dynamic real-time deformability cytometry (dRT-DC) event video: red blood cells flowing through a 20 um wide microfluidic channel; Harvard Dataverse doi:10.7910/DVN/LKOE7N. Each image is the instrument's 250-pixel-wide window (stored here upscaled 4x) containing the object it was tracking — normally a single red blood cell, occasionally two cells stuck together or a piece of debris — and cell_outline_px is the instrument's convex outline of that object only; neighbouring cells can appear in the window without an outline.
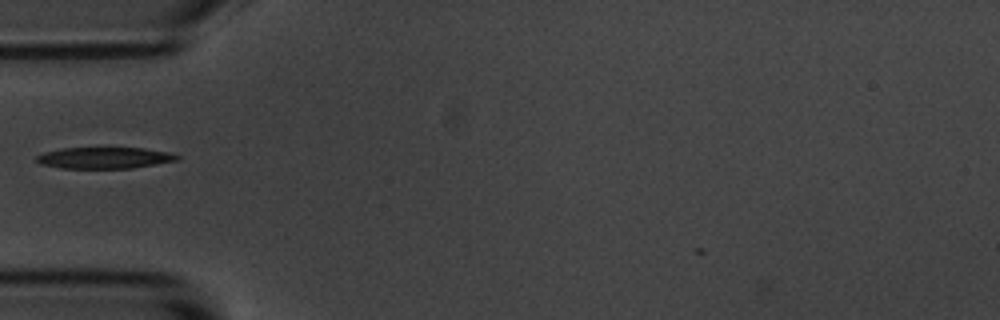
{"species": "common noctule bat (a hibernating species)", "species_latin": "Nyctalus noctula", "temperature_condition": "room temperature", "stored_images_in_passage": 34, "camera_frame_rate_fps": 3000, "um_per_image_px": 0.085, "animal": {"sex": "male", "body_mass_g": 20.1, "forearm_length_mm": 53.5}, "frame": {"image": 1, "passage_image": 1, "time_ms": 0.0, "image_size_px": [1000, 320], "cell_outline_px": [[180, 160], [132, 168], [60, 168], [40, 164], [36, 160], [36, 156], [44, 152], [60, 148], [144, 148], [172, 152], [180, 156]], "centroid_in_image_um": [8.91, 13.41], "position_along_channel_um": 76.1, "area_um2": 17.63}}
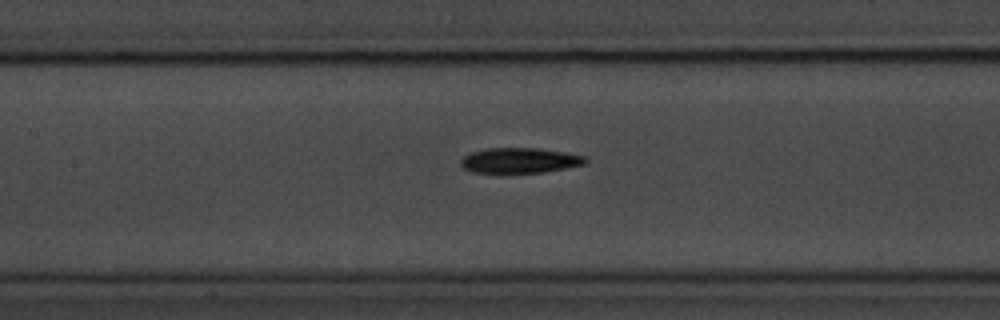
{"frame": {"image": 2, "passage_image": 8, "time_ms": 2.333, "image_size_px": [1000, 320], "cell_outline_px": [[588, 160], [584, 164], [544, 172], [500, 176], [472, 172], [464, 168], [460, 164], [460, 160], [464, 156], [472, 152], [488, 148], [536, 148], [564, 152], [588, 156]], "centroid_in_image_um": [44.13, 13.69], "position_along_channel_um": 163.3, "area_um2": 19.19}}
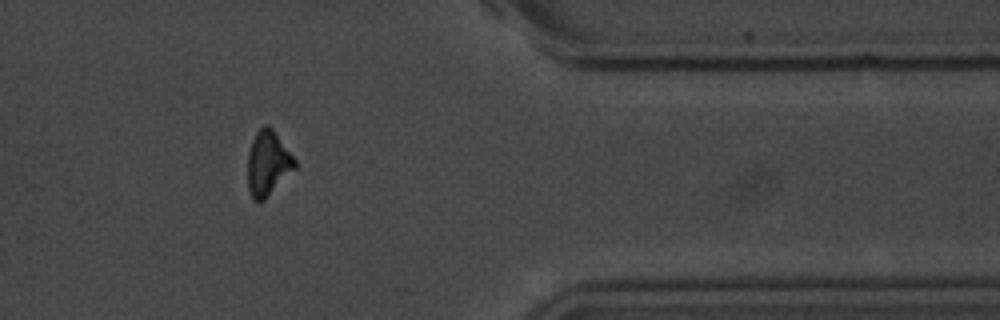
{"frame": {"image": 3, "passage_image": 28, "time_ms": 9.0, "image_size_px": [1000, 320], "cell_outline_px": [[296, 168], [260, 204], [252, 200], [248, 188], [248, 156], [252, 140], [256, 132], [264, 124], [268, 124], [272, 128], [296, 160]], "centroid_in_image_um": [22.76, 13.91], "position_along_channel_um": 388.6, "area_um2": 17.86}}